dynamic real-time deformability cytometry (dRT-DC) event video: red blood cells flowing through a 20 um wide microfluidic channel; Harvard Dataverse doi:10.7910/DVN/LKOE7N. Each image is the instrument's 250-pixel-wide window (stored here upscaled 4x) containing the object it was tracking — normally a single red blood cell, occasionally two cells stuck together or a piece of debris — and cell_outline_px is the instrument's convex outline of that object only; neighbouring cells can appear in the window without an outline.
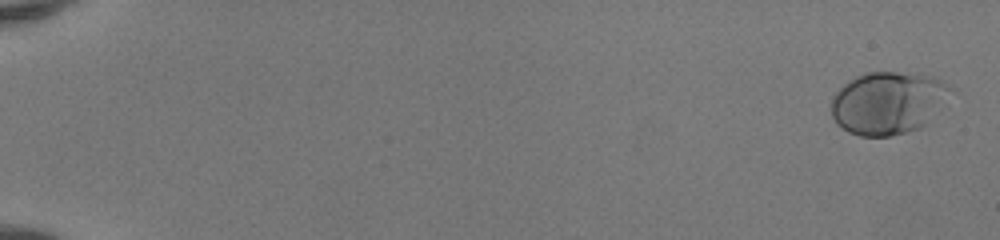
{"species": "human", "species_latin": "Homo sapiens", "temperature_condition": "room temperature", "stored_images_in_passage": 52, "camera_frame_rate_fps": 3000, "um_per_image_px": 0.085, "donor": {"sex": "female"}, "frame": {"image": 1, "passage_image": 2, "time_ms": 0.333, "image_size_px": [1000, 240], "cell_outline_px": [[956, 92], [920, 128], [908, 132], [892, 136], [860, 136], [848, 132], [836, 124], [832, 116], [832, 96], [848, 80], [864, 72], [896, 72], [932, 76], [940, 80], [952, 88]], "centroid_in_image_um": [75.49, 8.74], "position_along_channel_um": 9.5, "area_um2": 43.75}}
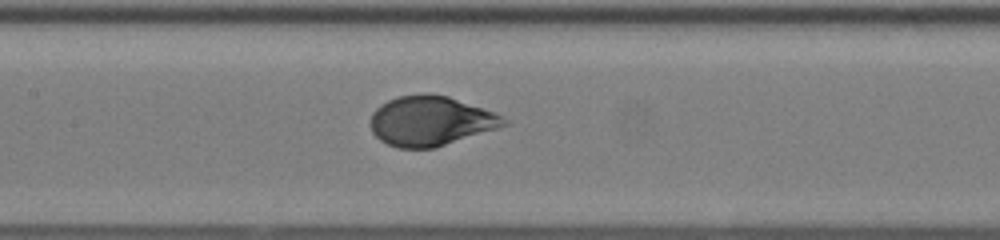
{"frame": {"image": 2, "passage_image": 28, "time_ms": 9.0, "image_size_px": [1000, 240], "cell_outline_px": [[512, 124], [436, 148], [396, 148], [380, 140], [372, 132], [372, 112], [380, 104], [388, 100], [400, 96], [424, 92], [432, 92], [448, 96], [496, 112], [504, 116]], "centroid_in_image_um": [36.66, 10.27], "position_along_channel_um": 170.7, "area_um2": 39.25}}
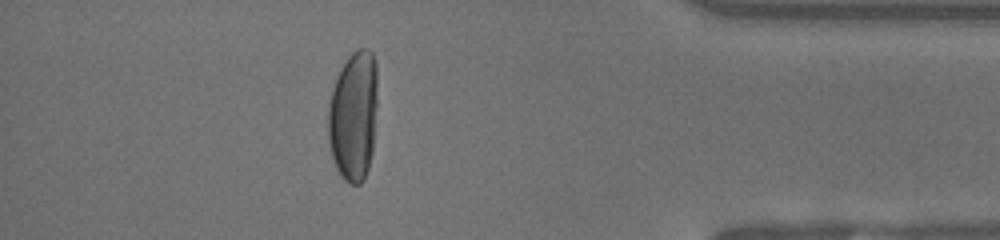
{"frame": {"image": 3, "passage_image": 47, "time_ms": 15.333, "image_size_px": [1000, 240], "cell_outline_px": [[376, 104], [372, 152], [368, 168], [364, 180], [360, 184], [348, 184], [340, 176], [332, 160], [328, 140], [328, 104], [332, 88], [336, 76], [344, 60], [356, 48], [368, 48], [372, 52], [376, 64]], "centroid_in_image_um": [30.02, 9.84], "position_along_channel_um": 405.2, "area_um2": 37.97}, "authors_computed_cell_mechanics": {"area_um2": 39.8531, "velocity_mm_per_s": 4.1411, "shape_relaxation_time_tau1_ms": 4.6753, "shape_relaxation_time_tau2_ms": null, "deformation_change_tau1": 0.2126, "deformation_change_tau2": null}}